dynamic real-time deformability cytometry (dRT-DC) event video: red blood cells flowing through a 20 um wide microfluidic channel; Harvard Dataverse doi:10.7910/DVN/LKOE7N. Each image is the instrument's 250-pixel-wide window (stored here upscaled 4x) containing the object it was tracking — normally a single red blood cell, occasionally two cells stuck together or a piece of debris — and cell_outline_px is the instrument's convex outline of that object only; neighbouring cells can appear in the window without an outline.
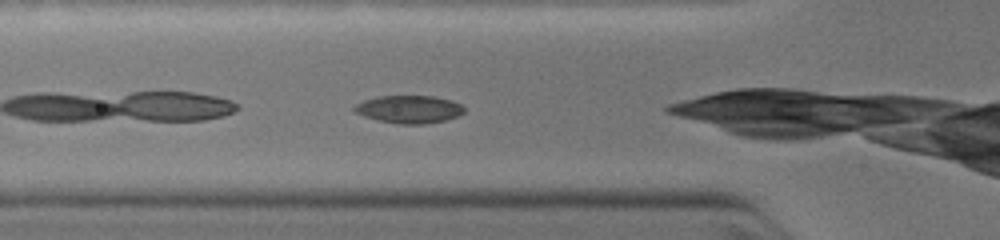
{"species": "common noctule bat (a hibernating species)", "species_latin": "Nyctalus noctula", "temperature_condition": "warm", "stored_images_in_passage": 3, "camera_frame_rate_fps": 3000, "um_per_image_px": 0.085, "animal": {"sex": "female", "body_mass_g": 19.0, "forearm_length_mm": 51.5}, "frame": {"image": 1, "passage_image": 3, "time_ms": 1.0, "image_size_px": [1000, 240], "cell_outline_px": [[464, 112], [456, 116], [444, 120], [424, 124], [400, 124], [376, 120], [364, 116], [356, 112], [352, 108], [356, 104], [364, 100], [380, 96], [432, 96], [448, 100], [460, 104], [464, 108]], "centroid_in_image_um": [34.73, 9.29], "position_along_channel_um": 91.1, "area_um2": 17.51}}